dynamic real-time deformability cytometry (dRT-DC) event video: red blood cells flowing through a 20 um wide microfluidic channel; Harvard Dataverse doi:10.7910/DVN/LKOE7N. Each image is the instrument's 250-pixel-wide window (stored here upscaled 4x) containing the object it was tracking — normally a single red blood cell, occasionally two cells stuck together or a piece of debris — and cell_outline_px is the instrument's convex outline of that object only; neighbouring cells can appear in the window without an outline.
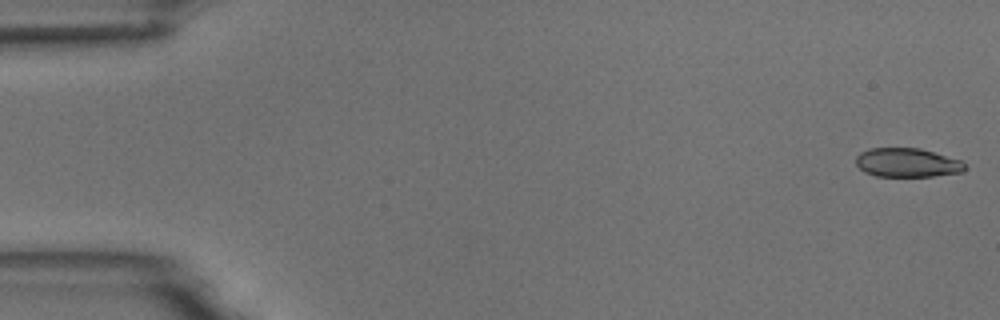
{"species": "common noctule bat (a hibernating species)", "species_latin": "Nyctalus noctula", "temperature_condition": "room temperature", "stored_images_in_passage": 6, "camera_frame_rate_fps": 3000, "um_per_image_px": 0.085, "animal": {"sex": "male", "body_mass_g": 18.8}, "frame": {"image": 1, "passage_image": 1, "time_ms": 0.0, "image_size_px": [1000, 320], "cell_outline_px": [[964, 168], [960, 172], [932, 176], [876, 176], [864, 172], [856, 164], [856, 156], [860, 152], [868, 148], [920, 148], [960, 160], [964, 164]], "centroid_in_image_um": [77.05, 13.82], "position_along_channel_um": 8.0, "area_um2": 18.21}}
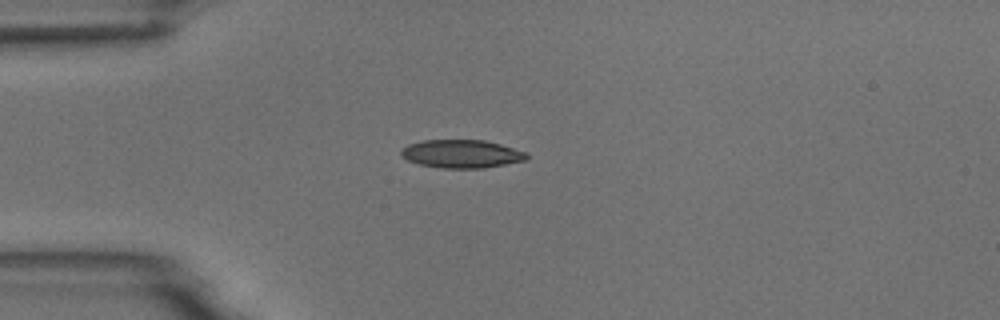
{"frame": {"image": 2, "passage_image": 4, "time_ms": 4.333, "image_size_px": [1000, 320], "cell_outline_px": [[528, 160], [484, 168], [444, 168], [420, 164], [408, 160], [400, 152], [400, 148], [408, 144], [424, 140], [484, 140], [500, 144], [528, 152]], "centroid_in_image_um": [39.27, 13.07], "position_along_channel_um": 45.7, "area_um2": 20.63}}